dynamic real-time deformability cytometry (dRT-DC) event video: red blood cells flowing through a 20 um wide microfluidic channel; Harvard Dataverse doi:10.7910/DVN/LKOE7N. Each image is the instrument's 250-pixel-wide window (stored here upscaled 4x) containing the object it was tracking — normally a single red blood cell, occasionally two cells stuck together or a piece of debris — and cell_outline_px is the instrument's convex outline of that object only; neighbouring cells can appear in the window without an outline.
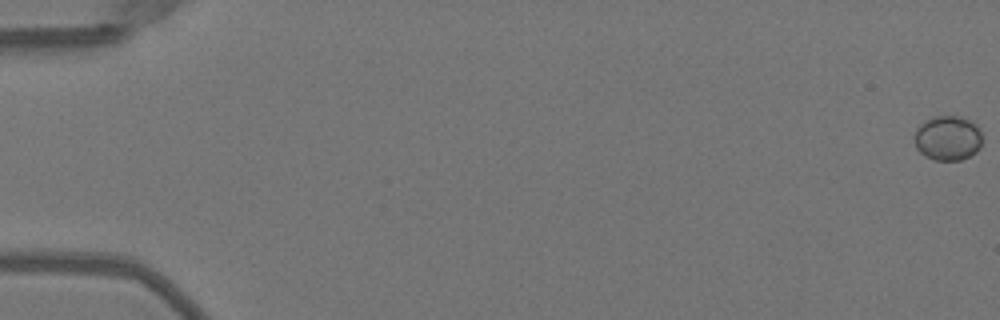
{"species": "Egyptian fruit bat (a non-hibernating species)", "species_latin": "Rousettus aegyptiacus", "temperature_condition": "warm", "stored_images_in_passage": 52, "camera_frame_rate_fps": 3000, "um_per_image_px": 0.085, "animal": {"sex": "female"}, "frame": {"image": 1, "passage_image": 1, "time_ms": 0.0, "image_size_px": [1000, 320], "cell_outline_px": [[980, 148], [976, 152], [960, 160], [936, 160], [924, 156], [916, 148], [916, 128], [924, 120], [932, 116], [960, 116], [972, 120], [980, 128]], "centroid_in_image_um": [80.56, 11.71], "position_along_channel_um": 4.4, "area_um2": 17.74}}
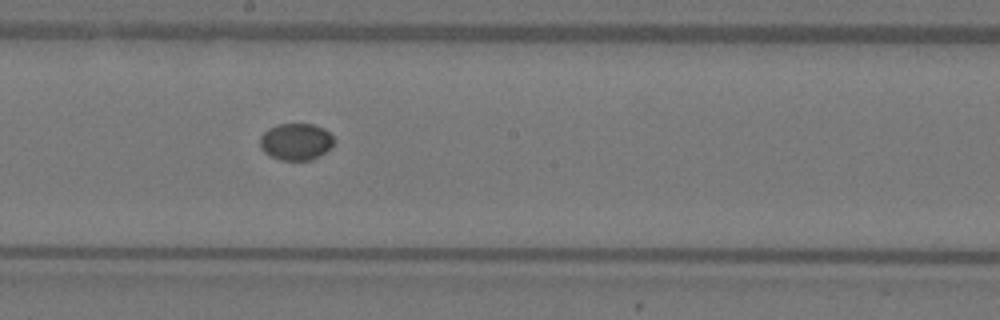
{"frame": {"image": 2, "passage_image": 30, "time_ms": 9.667, "image_size_px": [1000, 320], "cell_outline_px": [[336, 140], [320, 156], [312, 160], [280, 160], [268, 156], [260, 148], [260, 136], [268, 128], [276, 124], [312, 124], [324, 128]], "centroid_in_image_um": [25.12, 12.05], "position_along_channel_um": 223.1, "area_um2": 16.01}}
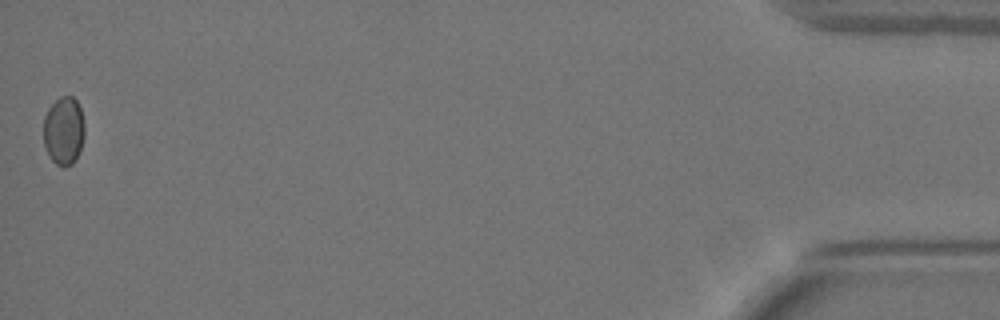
{"frame": {"image": 3, "passage_image": 52, "time_ms": 17.0, "image_size_px": [1000, 320], "cell_outline_px": [[84, 136], [80, 148], [72, 164], [64, 168], [56, 164], [52, 160], [44, 144], [44, 116], [48, 108], [60, 96], [72, 96], [76, 100], [80, 108], [84, 120]], "centroid_in_image_um": [5.42, 11.1], "position_along_channel_um": 429.8, "area_um2": 16.24}}